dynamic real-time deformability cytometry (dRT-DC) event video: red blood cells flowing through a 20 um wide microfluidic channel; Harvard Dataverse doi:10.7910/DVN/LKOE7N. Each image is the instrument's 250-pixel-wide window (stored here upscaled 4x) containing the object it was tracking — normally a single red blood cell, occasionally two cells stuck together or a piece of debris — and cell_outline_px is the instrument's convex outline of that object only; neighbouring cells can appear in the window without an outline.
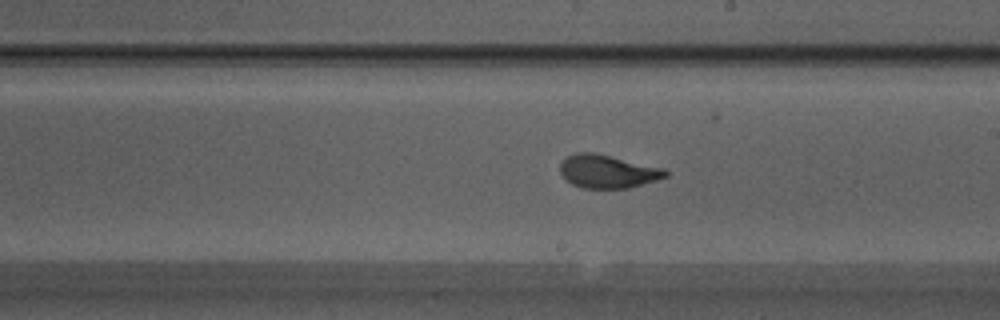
{"species": "Egyptian fruit bat (a non-hibernating species)", "species_latin": "Rousettus aegyptiacus", "temperature_condition": "warm", "stored_images_in_passage": 38, "camera_frame_rate_fps": 3000, "um_per_image_px": 0.085, "animal": {"sex": "male"}, "frame": {"image": 1, "passage_image": 17, "time_ms": 5.333, "image_size_px": [1000, 320], "cell_outline_px": [[668, 176], [656, 180], [628, 188], [584, 188], [572, 184], [560, 172], [560, 164], [568, 156], [576, 152], [596, 152], [664, 168], [668, 172]], "centroid_in_image_um": [51.67, 14.56], "position_along_channel_um": 237.3, "area_um2": 20.35}}
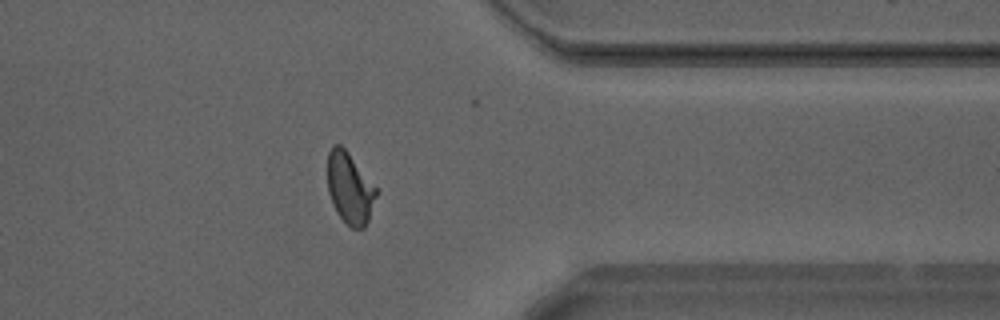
{"frame": {"image": 2, "passage_image": 28, "time_ms": 9.0, "image_size_px": [1000, 320], "cell_outline_px": [[380, 192], [368, 220], [364, 228], [352, 228], [336, 212], [332, 204], [328, 192], [328, 152], [332, 144], [340, 144], [348, 152]], "centroid_in_image_um": [29.75, 15.99], "position_along_channel_um": 381.7, "area_um2": 20.35}}
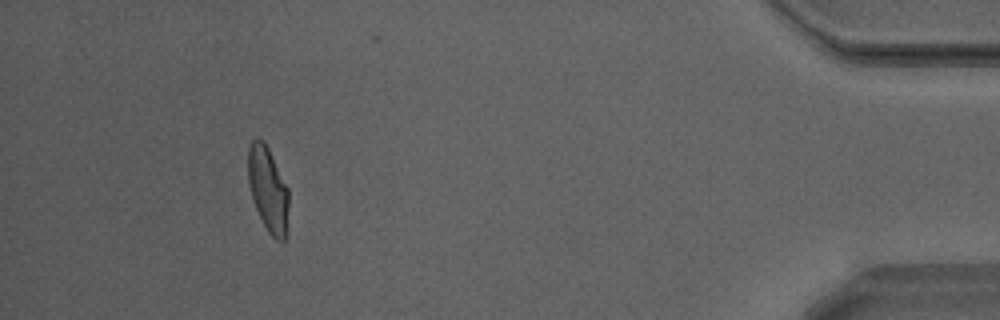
{"frame": {"image": 3, "passage_image": 34, "time_ms": 11.0, "image_size_px": [1000, 320], "cell_outline_px": [[288, 236], [284, 240], [276, 240], [268, 232], [256, 208], [248, 184], [248, 148], [252, 140], [256, 136], [264, 140], [288, 188]], "centroid_in_image_um": [22.79, 16.1], "position_along_channel_um": 412.4, "area_um2": 20.23}, "authors_computed_cell_mechanics": {"area_um2": 20.2589, "velocity_mm_per_s": 4.2255, "shape_relaxation_time_tau1_ms": 3.1846, "shape_relaxation_time_tau2_ms": 0.6115, "deformation_change_tau1": 0.1672, "deformation_change_tau2": 0.0592}}